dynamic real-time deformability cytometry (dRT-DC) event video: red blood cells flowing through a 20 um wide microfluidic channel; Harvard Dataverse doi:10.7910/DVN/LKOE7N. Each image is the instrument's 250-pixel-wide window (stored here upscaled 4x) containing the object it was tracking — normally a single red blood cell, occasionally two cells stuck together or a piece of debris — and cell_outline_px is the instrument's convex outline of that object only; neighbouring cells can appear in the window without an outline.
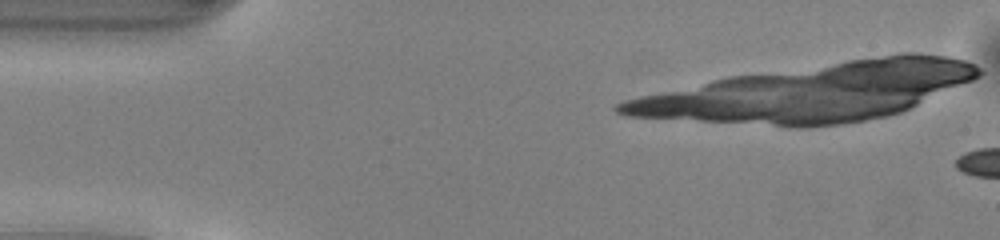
{"species": "common noctule bat (a hibernating species)", "species_latin": "Nyctalus noctula", "temperature_condition": "warm", "stored_images_in_passage": 4, "camera_frame_rate_fps": 3000, "um_per_image_px": 0.085, "animal": {"sex": "male", "body_mass_g": 13.0, "forearm_length_mm": 53.1}, "frame": {"image": 1, "passage_image": 1, "time_ms": 0.0, "image_size_px": [1000, 240], "cell_outline_px": [[976, 72], [972, 76], [964, 80], [908, 104], [896, 108], [892, 108], [896, 88], [964, 64], [968, 64]], "centroid_in_image_um": [79.13, 7.23], "position_along_channel_um": 5.9, "area_um2": 10.23}}